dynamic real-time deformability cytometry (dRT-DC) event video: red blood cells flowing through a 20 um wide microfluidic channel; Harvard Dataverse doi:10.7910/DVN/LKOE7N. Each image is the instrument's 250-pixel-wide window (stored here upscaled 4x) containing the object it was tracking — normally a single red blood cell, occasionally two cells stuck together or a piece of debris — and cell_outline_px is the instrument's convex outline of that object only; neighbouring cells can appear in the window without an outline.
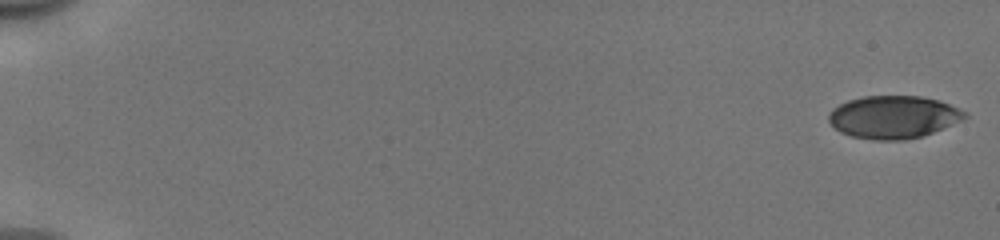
{"species": "human", "species_latin": "Homo sapiens", "temperature_condition": "cold", "stored_images_in_passage": 53, "camera_frame_rate_fps": 3000, "um_per_image_px": 0.085, "donor": {"sex": "male"}, "frame": {"image": 1, "passage_image": 1, "time_ms": 0.0, "image_size_px": [1000, 240], "cell_outline_px": [[968, 116], [960, 120], [932, 132], [920, 136], [904, 140], [872, 140], [852, 136], [840, 132], [828, 120], [828, 112], [832, 108], [848, 100], [864, 96], [920, 96], [936, 100], [960, 108]], "centroid_in_image_um": [75.89, 9.94], "position_along_channel_um": 9.1, "area_um2": 33.52}}
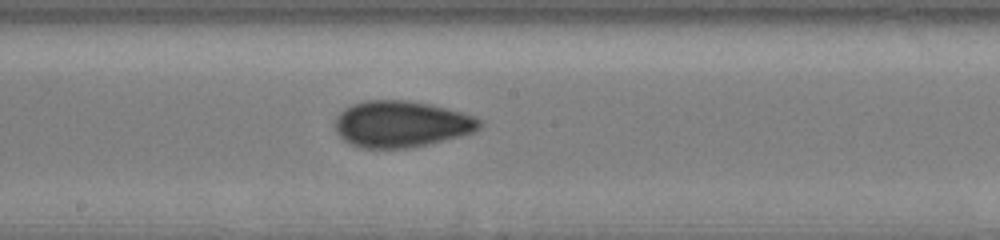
{"frame": {"image": 2, "passage_image": 31, "time_ms": 10.0, "image_size_px": [1000, 240], "cell_outline_px": [[484, 124], [480, 128], [472, 132], [460, 136], [408, 148], [360, 148], [348, 144], [336, 132], [336, 116], [344, 108], [352, 104], [364, 100], [408, 100], [432, 104], [476, 116]], "centroid_in_image_um": [34.1, 10.53], "position_along_channel_um": 214.1, "area_um2": 39.25}}
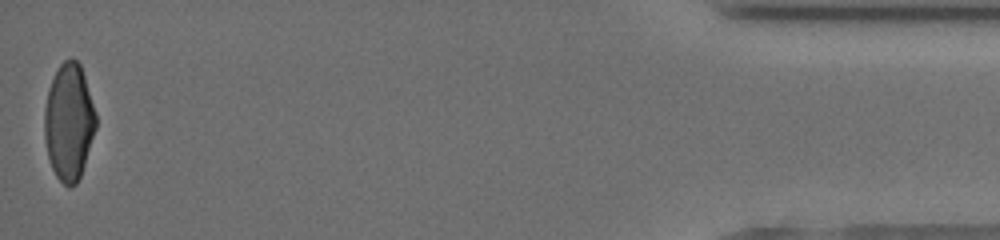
{"frame": {"image": 3, "passage_image": 53, "time_ms": 17.333, "image_size_px": [1000, 240], "cell_outline_px": [[96, 128], [80, 176], [76, 184], [68, 188], [56, 176], [52, 168], [48, 156], [44, 136], [44, 108], [48, 88], [60, 64], [64, 60], [72, 56], [80, 64], [96, 112]], "centroid_in_image_um": [5.85, 10.35], "position_along_channel_um": 429.4, "area_um2": 34.97}, "authors_computed_cell_mechanics": {"area_um2": 35.9516, "velocity_mm_per_s": 3.9846, "shape_relaxation_time_tau1_ms": 3.9511, "shape_relaxation_time_tau2_ms": 1.3858, "deformation_change_tau1": 0.1578, "deformation_change_tau2": 0.0709}}